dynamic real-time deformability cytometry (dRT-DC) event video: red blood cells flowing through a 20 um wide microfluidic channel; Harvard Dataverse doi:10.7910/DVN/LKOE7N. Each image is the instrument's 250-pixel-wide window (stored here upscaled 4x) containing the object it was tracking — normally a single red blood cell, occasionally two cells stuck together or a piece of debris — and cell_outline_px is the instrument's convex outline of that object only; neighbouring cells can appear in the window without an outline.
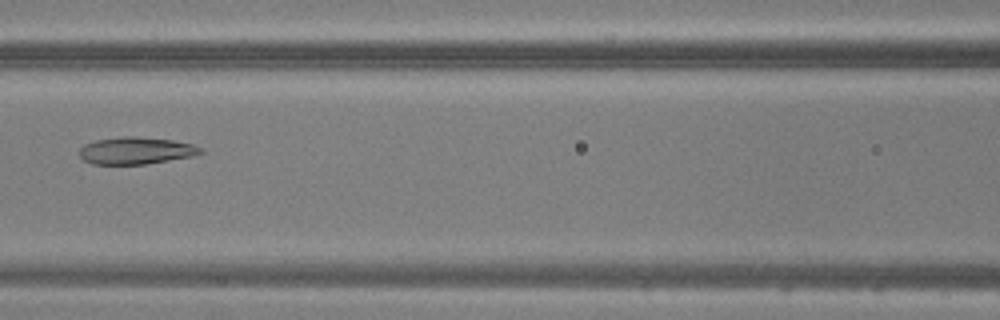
{"species": "common noctule bat (a hibernating species)", "species_latin": "Nyctalus noctula", "temperature_condition": "warm", "stored_images_in_passage": 48, "camera_frame_rate_fps": 3000, "um_per_image_px": 0.085, "animal": {"sex": "male", "body_mass_g": 20.5, "forearm_length_mm": 52.5}, "frame": {"image": 1, "passage_image": 22, "time_ms": 7.0, "image_size_px": [1000, 320], "cell_outline_px": [[204, 152], [192, 156], [144, 164], [92, 164], [84, 160], [80, 156], [80, 148], [84, 144], [96, 140], [124, 136], [136, 136], [172, 140], [192, 144], [200, 148]], "centroid_in_image_um": [11.53, 12.8], "position_along_channel_um": 155.1, "area_um2": 18.96}}
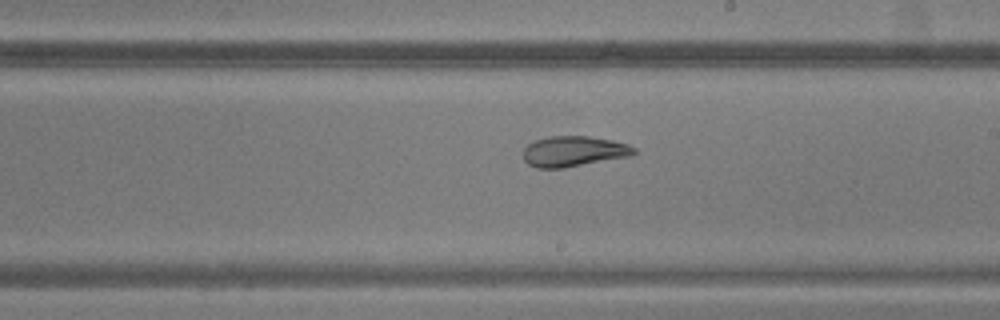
{"frame": {"image": 2, "passage_image": 28, "time_ms": 9.0, "image_size_px": [1000, 320], "cell_outline_px": [[636, 152], [632, 156], [560, 168], [536, 168], [528, 164], [524, 160], [524, 148], [528, 144], [536, 140], [548, 136], [588, 136], [612, 140], [628, 144], [636, 148]], "centroid_in_image_um": [48.77, 12.86], "position_along_channel_um": 240.2, "area_um2": 19.65}}
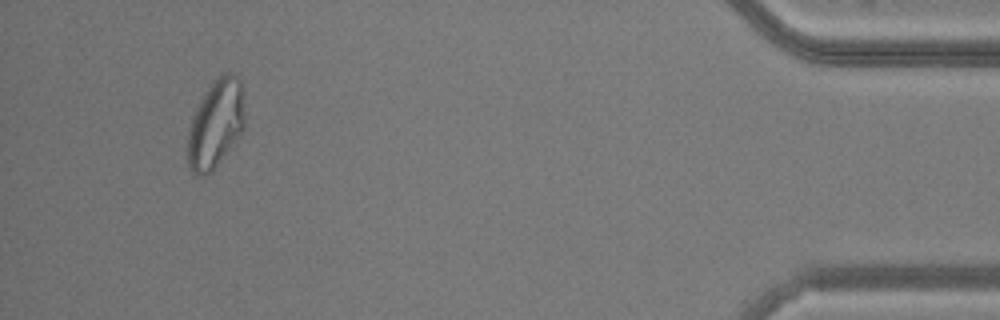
{"frame": {"image": 3, "passage_image": 45, "time_ms": 14.667, "image_size_px": [1000, 320], "cell_outline_px": [[244, 128], [240, 136], [216, 168], [212, 172], [204, 176], [196, 176], [192, 172], [188, 164], [188, 128], [192, 116], [200, 100], [212, 80], [216, 76], [224, 72], [232, 72], [240, 80], [244, 92]], "centroid_in_image_um": [18.35, 10.52], "position_along_channel_um": 416.9, "area_um2": 30.06}}